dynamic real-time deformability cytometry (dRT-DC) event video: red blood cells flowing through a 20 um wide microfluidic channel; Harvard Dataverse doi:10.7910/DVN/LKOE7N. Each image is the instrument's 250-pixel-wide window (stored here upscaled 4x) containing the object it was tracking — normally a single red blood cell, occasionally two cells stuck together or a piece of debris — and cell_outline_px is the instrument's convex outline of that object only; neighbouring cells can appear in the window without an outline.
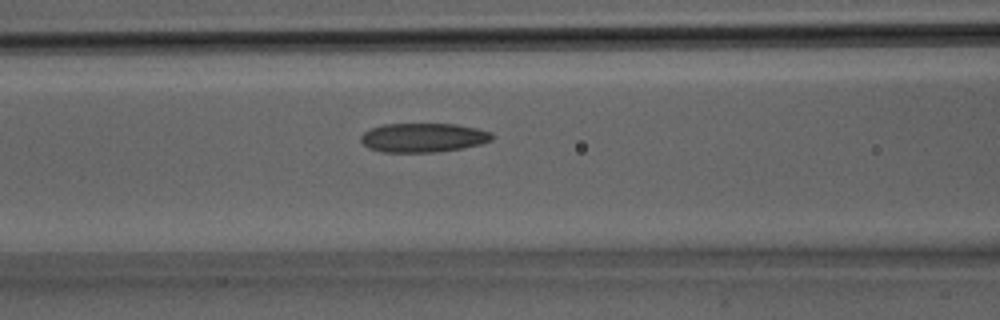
{"species": "Egyptian fruit bat (a non-hibernating species)", "species_latin": "Rousettus aegyptiacus", "temperature_condition": "room temperature", "stored_images_in_passage": 22, "camera_frame_rate_fps": 3000, "um_per_image_px": 0.085, "animal": {"sex": "male"}, "frame": {"image": 1, "passage_image": 10, "time_ms": 3.0, "image_size_px": [1000, 320], "cell_outline_px": [[492, 140], [480, 144], [460, 148], [436, 152], [380, 152], [368, 148], [360, 140], [360, 136], [364, 132], [372, 128], [384, 124], [456, 124], [476, 128], [492, 132]], "centroid_in_image_um": [35.95, 11.7], "position_along_channel_um": 130.7, "area_um2": 22.2}}